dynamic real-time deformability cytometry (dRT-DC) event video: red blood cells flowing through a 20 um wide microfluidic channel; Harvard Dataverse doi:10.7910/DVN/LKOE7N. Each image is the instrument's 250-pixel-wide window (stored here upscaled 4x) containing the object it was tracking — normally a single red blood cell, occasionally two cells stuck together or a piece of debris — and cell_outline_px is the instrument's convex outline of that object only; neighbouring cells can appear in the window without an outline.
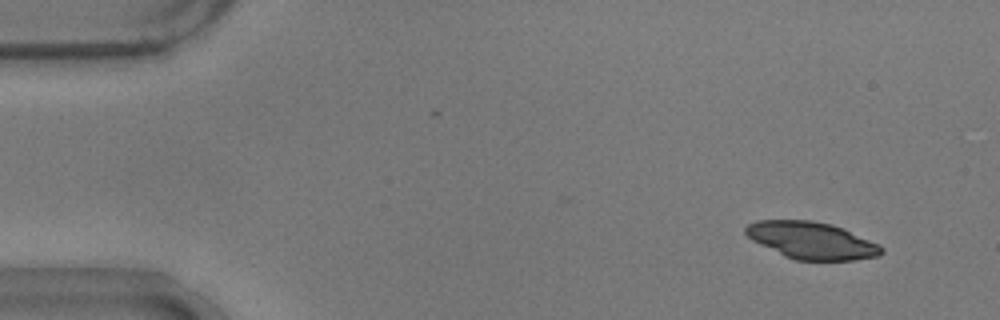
{"species": "common noctule bat (a hibernating species)", "species_latin": "Nyctalus noctula", "temperature_condition": "warm", "stored_images_in_passage": 50, "camera_frame_rate_fps": 3000, "um_per_image_px": 0.085, "animal": {"sex": "male", "body_mass_g": 17.9}, "frame": {"image": 1, "passage_image": 1, "time_ms": 0.0, "image_size_px": [1000, 320], "cell_outline_px": [[884, 252], [880, 256], [852, 260], [796, 260], [784, 256], [752, 240], [744, 232], [744, 228], [748, 224], [756, 220], [812, 220], [832, 224], [844, 228], [880, 244], [884, 248]], "centroid_in_image_um": [69.01, 20.43], "position_along_channel_um": 16.0, "area_um2": 29.54}}